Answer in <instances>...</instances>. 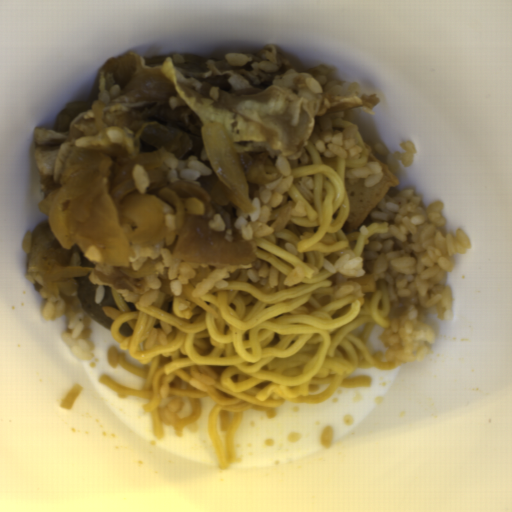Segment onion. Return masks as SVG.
Returning <instances> with one entry per match:
<instances>
[{
	"instance_id": "6bf65262",
	"label": "onion",
	"mask_w": 512,
	"mask_h": 512,
	"mask_svg": "<svg viewBox=\"0 0 512 512\" xmlns=\"http://www.w3.org/2000/svg\"><path fill=\"white\" fill-rule=\"evenodd\" d=\"M201 136L207 160L228 189L235 207L250 213L254 206L232 136L217 122L203 123Z\"/></svg>"
},
{
	"instance_id": "06740285",
	"label": "onion",
	"mask_w": 512,
	"mask_h": 512,
	"mask_svg": "<svg viewBox=\"0 0 512 512\" xmlns=\"http://www.w3.org/2000/svg\"><path fill=\"white\" fill-rule=\"evenodd\" d=\"M104 155L75 148L58 187L38 205L60 246L94 247L107 267L128 266L130 248L153 247L167 236L165 210L152 195L132 194L116 205L101 172Z\"/></svg>"
}]
</instances>
